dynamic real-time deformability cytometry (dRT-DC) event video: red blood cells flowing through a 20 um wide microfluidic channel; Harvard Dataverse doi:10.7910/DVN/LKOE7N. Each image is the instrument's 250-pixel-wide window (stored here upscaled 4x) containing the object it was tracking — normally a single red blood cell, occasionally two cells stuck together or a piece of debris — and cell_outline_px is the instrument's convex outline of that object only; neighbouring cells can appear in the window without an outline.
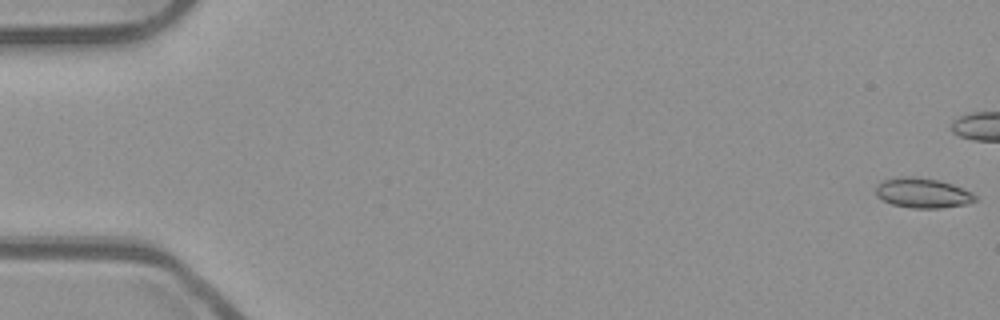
{"species": "common noctule bat (a hibernating species)", "species_latin": "Nyctalus noctula", "temperature_condition": "room temperature", "stored_images_in_passage": 44, "camera_frame_rate_fps": 3000, "um_per_image_px": 0.085, "animal": {"sex": "male", "body_mass_g": 23.1, "forearm_length_mm": 52.7}, "frame": {"image": 1, "passage_image": 1, "time_ms": 0.0, "image_size_px": [1000, 320], "cell_outline_px": [[976, 200], [968, 204], [940, 208], [912, 208], [892, 204], [876, 196], [876, 184], [884, 180], [908, 176], [912, 176], [940, 180], [952, 184], [972, 192], [976, 196]], "centroid_in_image_um": [78.44, 16.41], "position_along_channel_um": 6.6, "area_um2": 17.28}}
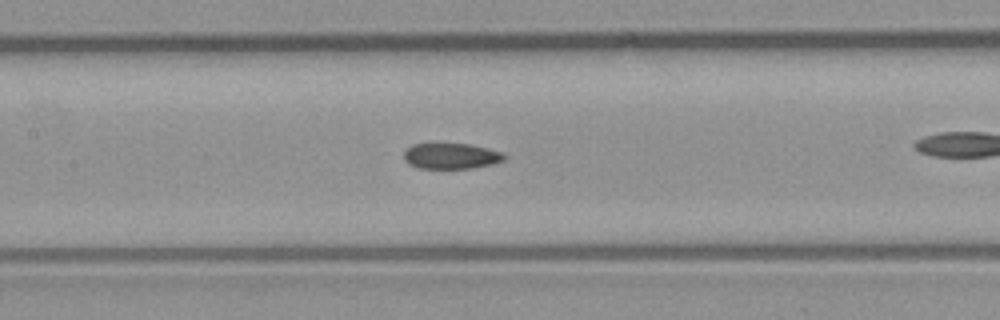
{"frame": {"image": 2, "passage_image": 26, "time_ms": 8.333, "image_size_px": [1000, 320], "cell_outline_px": [[508, 156], [504, 160], [492, 164], [472, 168], [416, 168], [408, 164], [404, 160], [404, 152], [412, 144], [472, 144], [504, 152]], "centroid_in_image_um": [38.38, 13.26], "position_along_channel_um": 169.0, "area_um2": 15.2}}
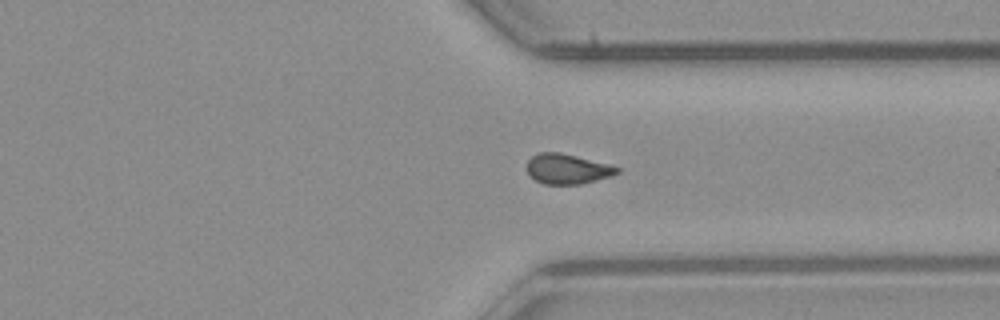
{"frame": {"image": 3, "passage_image": 41, "time_ms": 13.333, "image_size_px": [1000, 320], "cell_outline_px": [[620, 172], [612, 176], [580, 184], [544, 184], [528, 176], [528, 160], [532, 156], [540, 152], [560, 152], [608, 164], [620, 168]], "centroid_in_image_um": [48.22, 14.36], "position_along_channel_um": 363.2, "area_um2": 15.72}}